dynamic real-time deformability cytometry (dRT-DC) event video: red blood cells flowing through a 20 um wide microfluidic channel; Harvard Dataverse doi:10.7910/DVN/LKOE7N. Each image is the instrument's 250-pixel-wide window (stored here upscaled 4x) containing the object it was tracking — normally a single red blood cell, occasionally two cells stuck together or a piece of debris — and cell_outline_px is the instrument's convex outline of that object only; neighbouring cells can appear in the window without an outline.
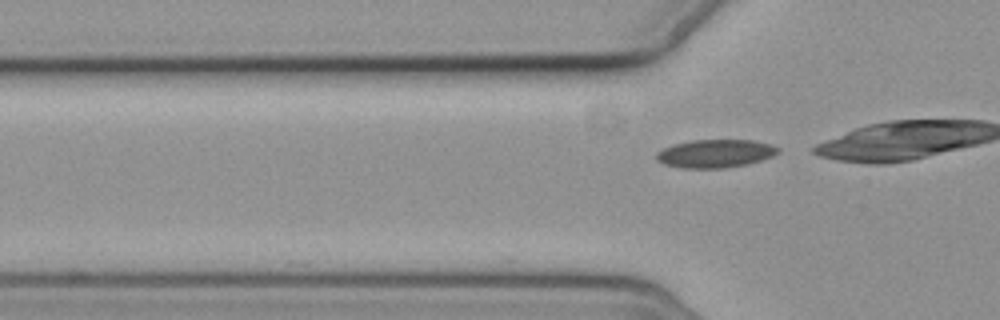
{"species": "common noctule bat (a hibernating species)", "species_latin": "Nyctalus noctula", "temperature_condition": "cold", "stored_images_in_passage": 7, "camera_frame_rate_fps": 3000, "um_per_image_px": 0.085, "animal": {"sex": "female", "body_mass_g": 19.3, "forearm_length_mm": 54.1}, "frame": {"image": 1, "passage_image": 7, "time_ms": 7.0, "image_size_px": [1000, 320], "cell_outline_px": [[780, 152], [772, 156], [748, 164], [724, 168], [680, 168], [664, 164], [656, 160], [656, 152], [672, 144], [692, 140], [752, 140], [772, 144], [780, 148]], "centroid_in_image_um": [60.79, 13.05], "position_along_channel_um": 65.0, "area_um2": 20.11}}